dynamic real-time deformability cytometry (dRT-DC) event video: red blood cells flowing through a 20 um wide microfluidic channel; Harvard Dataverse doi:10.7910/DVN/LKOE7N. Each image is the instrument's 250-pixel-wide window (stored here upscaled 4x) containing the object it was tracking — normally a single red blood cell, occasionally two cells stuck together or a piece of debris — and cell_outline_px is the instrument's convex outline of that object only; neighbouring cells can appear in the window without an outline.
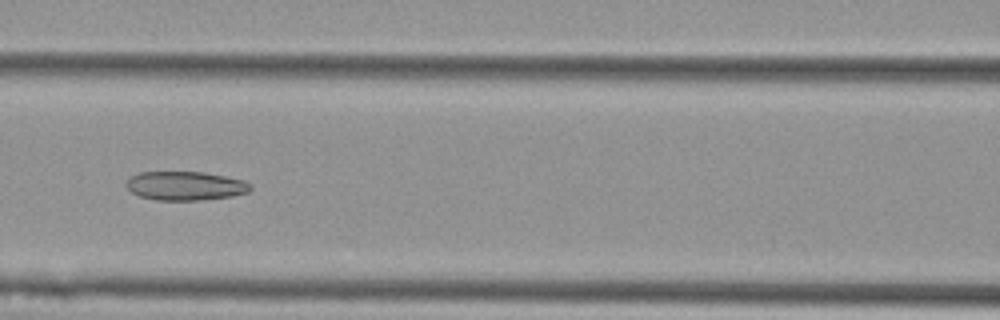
{"species": "Egyptian fruit bat (a non-hibernating species)", "species_latin": "Rousettus aegyptiacus", "temperature_condition": "cold", "stored_images_in_passage": 9, "camera_frame_rate_fps": 3000, "um_per_image_px": 0.085, "animal": {"sex": "female"}, "frame": {"image": 1, "passage_image": 6, "time_ms": 1.667, "image_size_px": [1000, 320], "cell_outline_px": [[252, 188], [248, 192], [232, 196], [200, 200], [156, 200], [140, 196], [132, 192], [124, 184], [132, 176], [140, 172], [204, 172], [244, 180], [252, 184]], "centroid_in_image_um": [15.78, 15.79], "position_along_channel_um": 150.8, "area_um2": 20.87}}
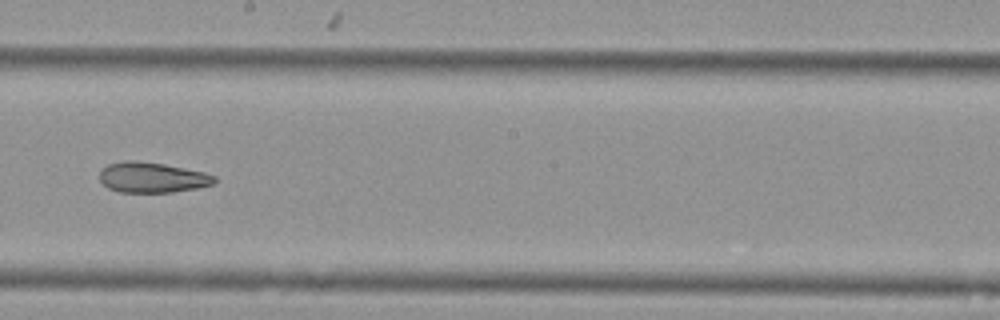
{"frame": {"image": 2, "passage_image": 8, "time_ms": 2.333, "image_size_px": [1000, 320], "cell_outline_px": [[216, 180], [212, 184], [196, 188], [172, 192], [120, 192], [108, 188], [100, 180], [100, 172], [108, 164], [124, 160], [136, 160], [164, 164], [204, 172], [216, 176]], "centroid_in_image_um": [12.92, 15.08], "position_along_channel_um": 235.3, "area_um2": 20.23}}
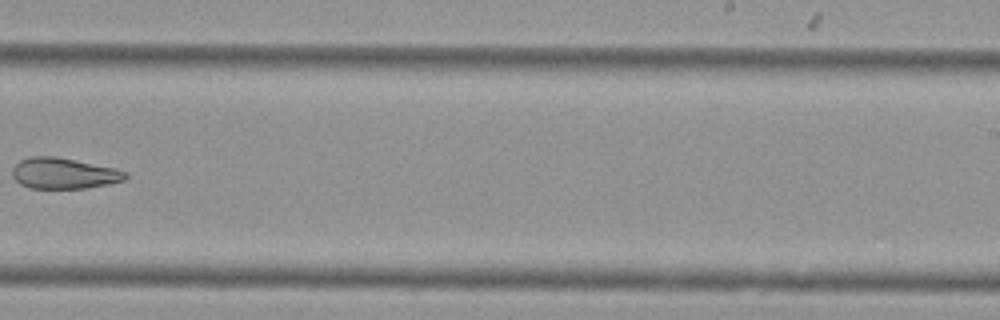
{"frame": {"image": 3, "passage_image": 9, "time_ms": 2.667, "image_size_px": [1000, 320], "cell_outline_px": [[128, 176], [124, 180], [108, 184], [84, 188], [28, 188], [20, 184], [12, 176], [12, 168], [20, 160], [28, 156], [52, 156], [116, 168], [128, 172]], "centroid_in_image_um": [5.41, 14.73], "position_along_channel_um": 283.6, "area_um2": 20.35}}